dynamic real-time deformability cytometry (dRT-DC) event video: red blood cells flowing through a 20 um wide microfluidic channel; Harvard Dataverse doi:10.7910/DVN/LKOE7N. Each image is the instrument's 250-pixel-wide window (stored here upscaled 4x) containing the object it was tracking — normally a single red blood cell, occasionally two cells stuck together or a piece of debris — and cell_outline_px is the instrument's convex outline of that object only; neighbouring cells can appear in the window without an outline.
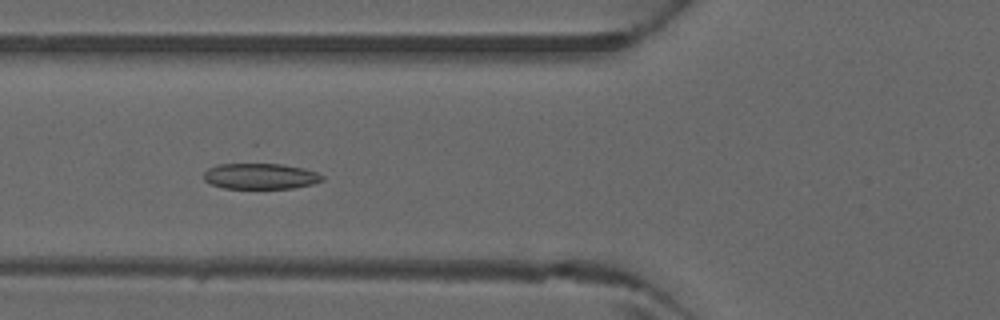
{"species": "common noctule bat (a hibernating species)", "species_latin": "Nyctalus noctula", "temperature_condition": "warm", "stored_images_in_passage": 44, "camera_frame_rate_fps": 3000, "um_per_image_px": 0.085, "animal": {"sex": "male", "forearm_length_mm": 52.5}, "frame": {"image": 1, "passage_image": 16, "time_ms": 5.0, "image_size_px": [1000, 320], "cell_outline_px": [[324, 180], [312, 184], [292, 188], [224, 188], [212, 184], [204, 180], [204, 172], [208, 168], [216, 164], [256, 160], [304, 168], [316, 172], [324, 176]], "centroid_in_image_um": [22.09, 14.92], "position_along_channel_um": 103.7, "area_um2": 18.67}}
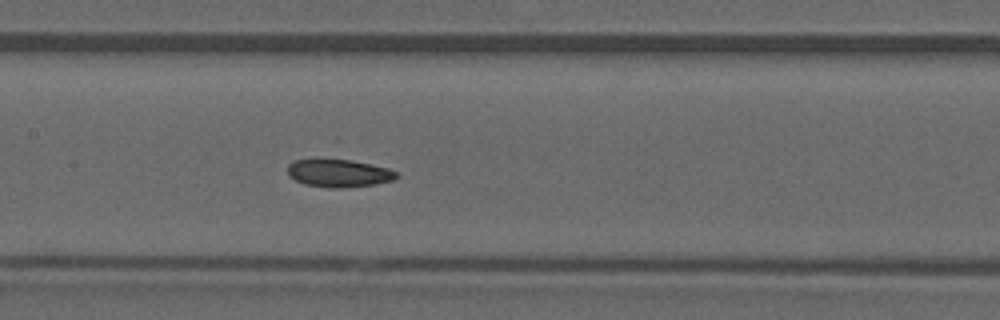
{"frame": {"image": 2, "passage_image": 21, "time_ms": 6.667, "image_size_px": [1000, 320], "cell_outline_px": [[400, 176], [392, 180], [372, 184], [304, 184], [288, 176], [288, 164], [296, 160], [348, 160], [388, 168], [400, 172]], "centroid_in_image_um": [28.82, 14.66], "position_along_channel_um": 178.6, "area_um2": 16.18}}
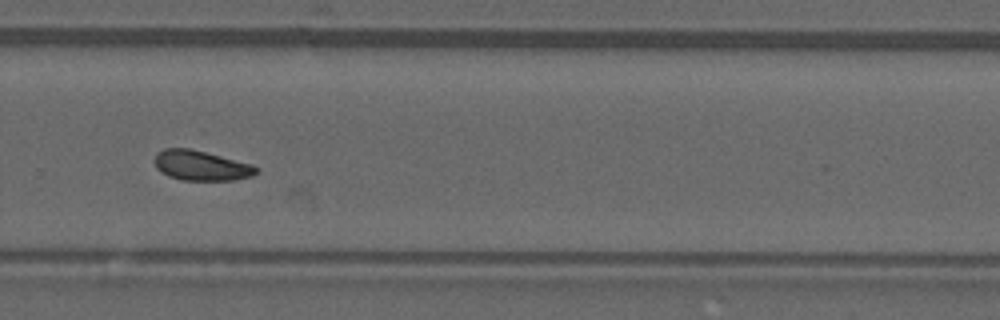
{"frame": {"image": 3, "passage_image": 30, "time_ms": 9.667, "image_size_px": [1000, 320], "cell_outline_px": [[260, 168], [252, 176], [232, 180], [180, 180], [168, 176], [160, 172], [156, 168], [156, 152], [164, 148], [188, 148], [252, 164]], "centroid_in_image_um": [17.08, 14.08], "position_along_channel_um": 312.7, "area_um2": 17.63}}